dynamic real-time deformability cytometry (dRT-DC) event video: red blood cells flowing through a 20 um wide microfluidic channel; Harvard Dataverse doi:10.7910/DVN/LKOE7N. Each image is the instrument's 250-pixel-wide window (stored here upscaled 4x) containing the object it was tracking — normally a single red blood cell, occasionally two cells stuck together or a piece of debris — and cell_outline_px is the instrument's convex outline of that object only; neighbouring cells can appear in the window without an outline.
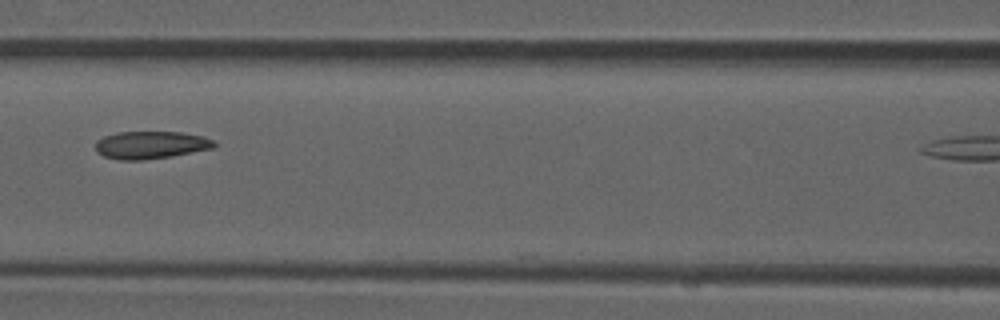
{"species": "common noctule bat (a hibernating species)", "species_latin": "Nyctalus noctula", "temperature_condition": "room temperature", "stored_images_in_passage": 8, "camera_frame_rate_fps": 3000, "um_per_image_px": 0.085, "animal": {"sex": "male", "forearm_length_mm": 52.5}, "frame": {"image": 1, "passage_image": 5, "time_ms": 1.333, "image_size_px": [1000, 320], "cell_outline_px": [[216, 144], [212, 148], [172, 156], [140, 160], [120, 160], [104, 156], [96, 152], [96, 140], [104, 136], [116, 132], [180, 132], [204, 136], [216, 140]], "centroid_in_image_um": [12.81, 12.31], "position_along_channel_um": 153.8, "area_um2": 19.13}}
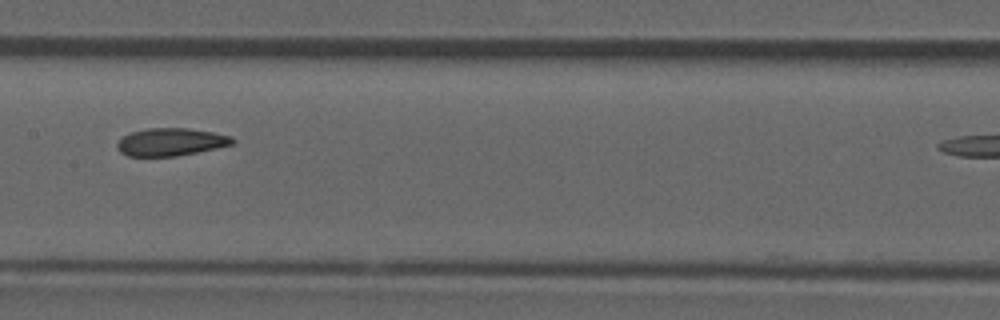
{"frame": {"image": 2, "passage_image": 6, "time_ms": 1.667, "image_size_px": [1000, 320], "cell_outline_px": [[236, 144], [176, 156], [128, 156], [120, 152], [116, 144], [124, 136], [132, 132], [148, 128], [188, 128], [212, 132], [232, 136], [236, 140]], "centroid_in_image_um": [14.56, 12.06], "position_along_channel_um": 192.8, "area_um2": 18.55}}
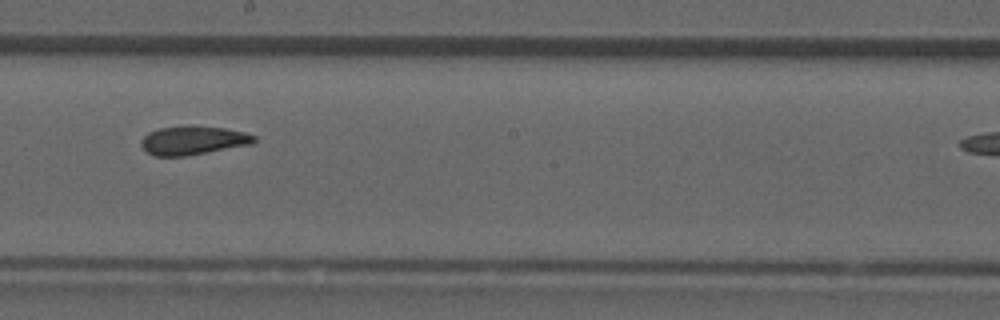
{"frame": {"image": 3, "passage_image": 7, "time_ms": 2.0, "image_size_px": [1000, 320], "cell_outline_px": [[256, 140], [252, 144], [184, 156], [156, 156], [148, 152], [140, 144], [140, 140], [148, 132], [160, 128], [192, 124], [224, 128], [244, 132], [256, 136]], "centroid_in_image_um": [16.4, 11.91], "position_along_channel_um": 231.8, "area_um2": 19.02}}